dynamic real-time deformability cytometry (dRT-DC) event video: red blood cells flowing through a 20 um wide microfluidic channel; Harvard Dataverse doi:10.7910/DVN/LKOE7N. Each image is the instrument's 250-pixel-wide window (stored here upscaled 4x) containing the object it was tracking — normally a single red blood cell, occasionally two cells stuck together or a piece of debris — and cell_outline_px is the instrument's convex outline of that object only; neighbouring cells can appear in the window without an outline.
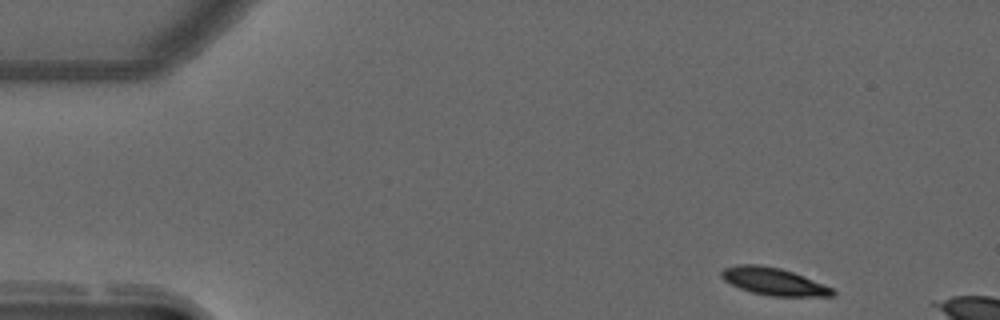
{"species": "common noctule bat (a hibernating species)", "species_latin": "Nyctalus noctula", "temperature_condition": "warm", "stored_images_in_passage": 8, "camera_frame_rate_fps": 3000, "um_per_image_px": 0.085, "animal": {"sex": "male", "forearm_length_mm": 52.5}, "frame": {"image": 1, "passage_image": 1, "time_ms": 0.0, "image_size_px": [1000, 320], "cell_outline_px": [[836, 292], [832, 296], [772, 296], [752, 292], [740, 288], [724, 280], [720, 276], [720, 272], [724, 268], [736, 264], [756, 264], [780, 268], [804, 276], [832, 288]], "centroid_in_image_um": [65.74, 23.91], "position_along_channel_um": 19.3, "area_um2": 17.57}}